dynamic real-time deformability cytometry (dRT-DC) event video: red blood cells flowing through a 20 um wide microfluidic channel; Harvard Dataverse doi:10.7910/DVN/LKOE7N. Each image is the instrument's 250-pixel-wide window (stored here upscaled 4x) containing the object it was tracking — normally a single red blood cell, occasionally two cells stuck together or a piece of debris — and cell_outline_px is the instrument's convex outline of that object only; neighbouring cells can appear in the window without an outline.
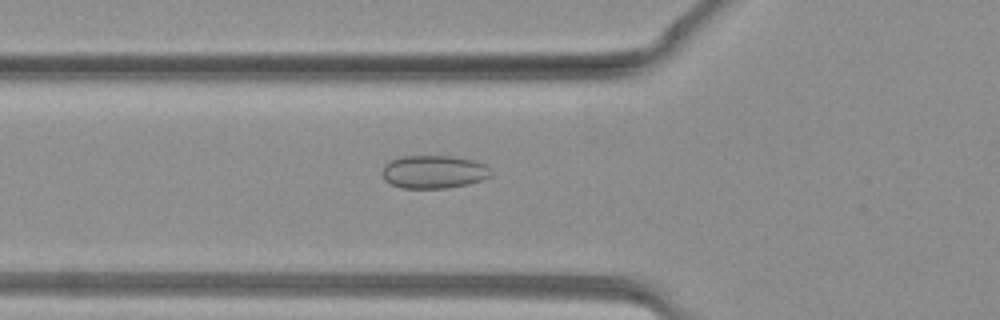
{"species": "common noctule bat (a hibernating species)", "species_latin": "Nyctalus noctula", "temperature_condition": "warm", "stored_images_in_passage": 38, "camera_frame_rate_fps": 3000, "um_per_image_px": 0.085, "animal": {"sex": "female", "body_mass_g": 19.3, "forearm_length_mm": 54.1}, "frame": {"image": 1, "passage_image": 13, "time_ms": 4.0, "image_size_px": [1000, 320], "cell_outline_px": [[492, 176], [468, 184], [448, 188], [400, 188], [384, 180], [380, 172], [384, 164], [400, 156], [452, 156], [472, 160], [484, 164], [492, 172]], "centroid_in_image_um": [36.83, 14.61], "position_along_channel_um": 89.0, "area_um2": 21.1}}
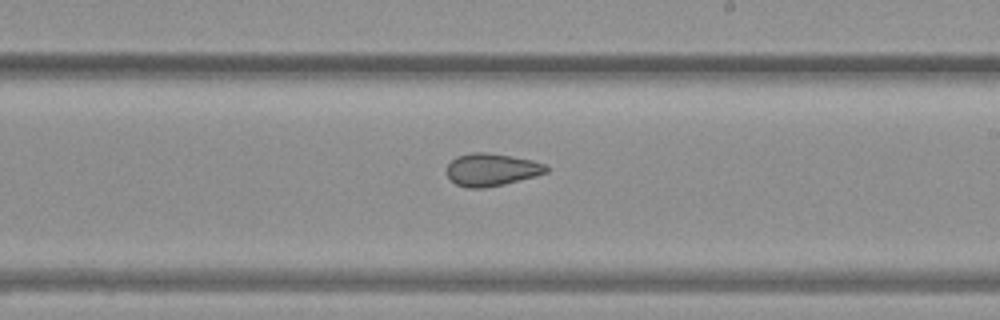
{"frame": {"image": 2, "passage_image": 22, "time_ms": 7.0, "image_size_px": [1000, 320], "cell_outline_px": [[548, 172], [536, 176], [504, 184], [484, 188], [468, 188], [456, 184], [444, 172], [448, 164], [456, 156], [472, 152], [484, 152], [512, 156], [532, 160], [544, 164], [548, 168]], "centroid_in_image_um": [41.76, 14.42], "position_along_channel_um": 247.2, "area_um2": 18.96}}
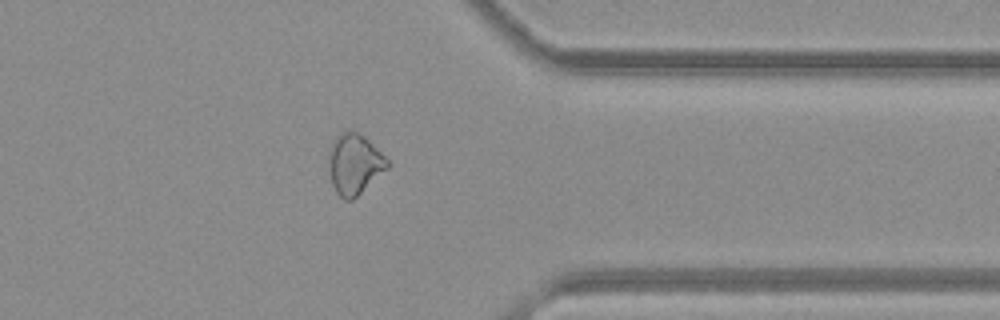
{"frame": {"image": 3, "passage_image": 30, "time_ms": 9.667, "image_size_px": [1000, 320], "cell_outline_px": [[392, 164], [388, 168], [352, 200], [344, 200], [336, 192], [332, 184], [328, 160], [328, 148], [332, 140], [340, 132], [348, 128], [364, 136]], "centroid_in_image_um": [30.1, 13.91], "position_along_channel_um": 381.3, "area_um2": 20.81}}